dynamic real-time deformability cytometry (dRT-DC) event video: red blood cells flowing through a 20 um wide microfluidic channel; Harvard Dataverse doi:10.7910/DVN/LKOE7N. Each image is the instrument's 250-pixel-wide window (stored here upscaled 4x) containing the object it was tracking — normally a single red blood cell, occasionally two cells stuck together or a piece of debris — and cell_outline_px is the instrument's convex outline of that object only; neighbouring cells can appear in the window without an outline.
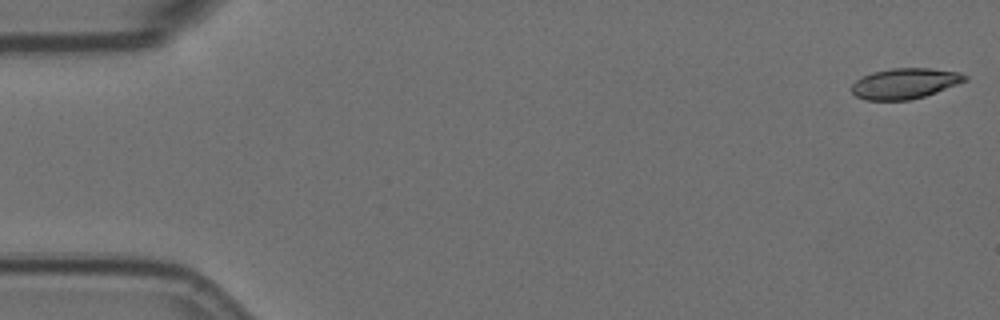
{"species": "Egyptian fruit bat (a non-hibernating species)", "species_latin": "Rousettus aegyptiacus", "temperature_condition": "room temperature", "stored_images_in_passage": 57, "camera_frame_rate_fps": 3000, "um_per_image_px": 0.085, "animal": {"sex": "female"}, "frame": {"image": 1, "passage_image": 1, "time_ms": 0.0, "image_size_px": [1000, 320], "cell_outline_px": [[968, 80], [936, 92], [924, 96], [908, 100], [864, 100], [856, 96], [852, 92], [852, 84], [856, 80], [872, 72], [892, 68], [928, 68], [960, 72], [968, 76]], "centroid_in_image_um": [76.92, 7.09], "position_along_channel_um": 8.1, "area_um2": 20.11}}
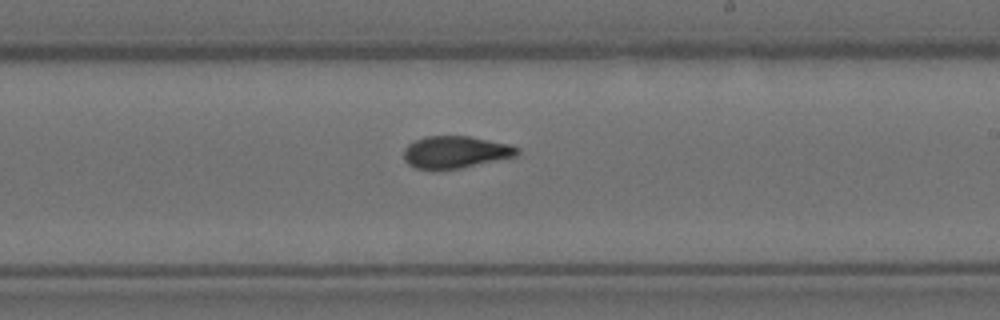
{"frame": {"image": 2, "passage_image": 33, "time_ms": 10.667, "image_size_px": [1000, 320], "cell_outline_px": [[520, 152], [516, 156], [460, 168], [432, 172], [416, 168], [408, 164], [404, 160], [404, 148], [408, 144], [424, 136], [468, 136], [508, 144], [520, 148]], "centroid_in_image_um": [38.66, 12.95], "position_along_channel_um": 250.3, "area_um2": 21.56}}
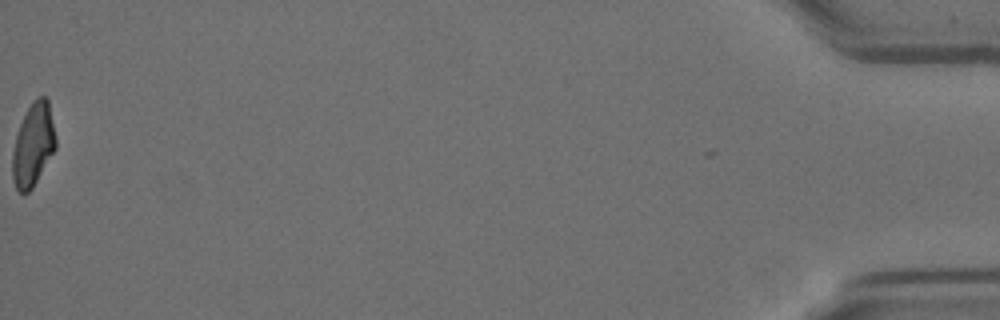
{"frame": {"image": 3, "passage_image": 57, "time_ms": 18.667, "image_size_px": [1000, 320], "cell_outline_px": [[56, 148], [32, 188], [28, 192], [20, 192], [16, 188], [12, 176], [12, 152], [16, 136], [20, 124], [32, 100], [36, 96], [44, 96], [48, 100], [56, 136]], "centroid_in_image_um": [2.82, 12.28], "position_along_channel_um": 432.4, "area_um2": 20.81}, "authors_computed_cell_mechanics": {"area_um2": 21.5594, "velocity_mm_per_s": 3.5752, "shape_relaxation_time_tau1_ms": 5.5193, "shape_relaxation_time_tau2_ms": 2.2848, "deformation_change_tau1": 0.1663, "deformation_change_tau2": 0.0721}}